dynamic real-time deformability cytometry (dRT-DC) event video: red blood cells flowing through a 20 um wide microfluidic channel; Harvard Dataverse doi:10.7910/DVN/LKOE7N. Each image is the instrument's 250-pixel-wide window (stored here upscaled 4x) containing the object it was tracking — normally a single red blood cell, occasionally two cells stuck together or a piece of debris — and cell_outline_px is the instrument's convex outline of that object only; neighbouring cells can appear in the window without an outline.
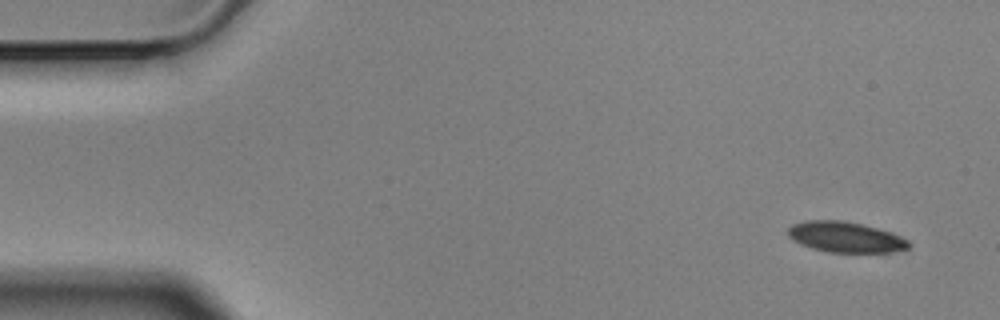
{"species": "Egyptian fruit bat (a non-hibernating species)", "species_latin": "Rousettus aegyptiacus", "temperature_condition": "cold", "stored_images_in_passage": 3, "camera_frame_rate_fps": 3000, "um_per_image_px": 0.085, "animal": {"sex": "male"}, "frame": {"image": 1, "passage_image": 1, "time_ms": 0.0, "image_size_px": [1000, 320], "cell_outline_px": [[908, 248], [892, 252], [828, 252], [812, 248], [800, 244], [792, 240], [788, 236], [788, 228], [792, 224], [808, 220], [840, 220], [860, 224], [876, 228], [888, 232], [908, 240]], "centroid_in_image_um": [71.79, 20.15], "position_along_channel_um": 13.2, "area_um2": 21.21}}
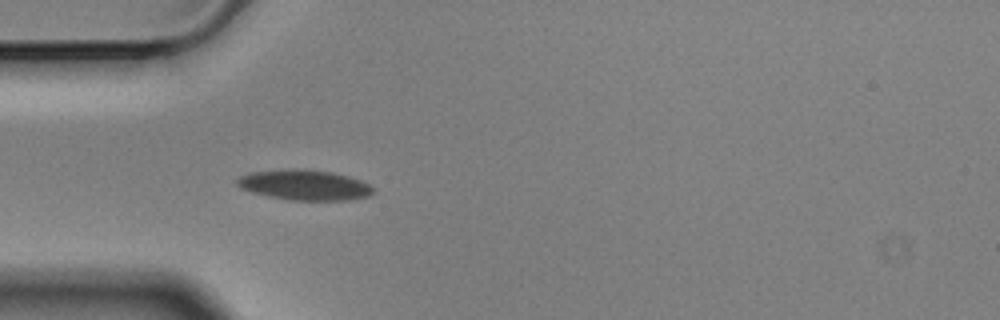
{"frame": {"image": 2, "passage_image": 3, "time_ms": 0.667, "image_size_px": [1000, 320], "cell_outline_px": [[372, 192], [368, 196], [348, 200], [292, 200], [268, 196], [240, 188], [236, 184], [236, 180], [240, 176], [252, 172], [288, 168], [304, 168], [332, 172], [348, 176], [360, 180], [368, 184], [372, 188]], "centroid_in_image_um": [25.85, 15.71], "position_along_channel_um": 59.1, "area_um2": 23.99}}